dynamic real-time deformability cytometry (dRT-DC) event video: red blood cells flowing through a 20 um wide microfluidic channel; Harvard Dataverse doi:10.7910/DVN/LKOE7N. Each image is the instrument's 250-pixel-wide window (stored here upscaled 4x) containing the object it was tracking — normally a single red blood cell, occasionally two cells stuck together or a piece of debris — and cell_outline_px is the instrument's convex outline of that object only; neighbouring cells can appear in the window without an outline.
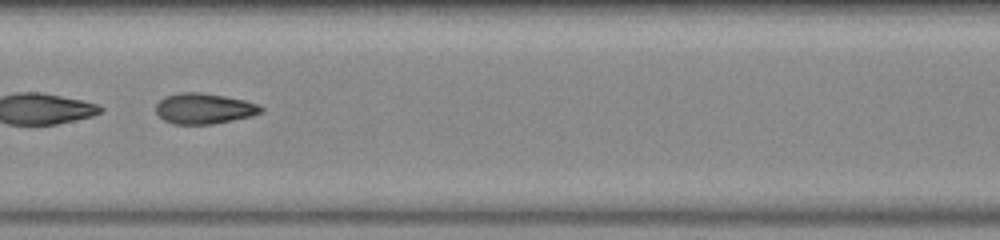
{"species": "common noctule bat (a hibernating species)", "species_latin": "Nyctalus noctula", "temperature_condition": "warm", "stored_images_in_passage": 33, "camera_frame_rate_fps": 3000, "um_per_image_px": 0.085, "animal": {"sex": "female", "body_mass_g": 23.0, "forearm_length_mm": 53.4}, "frame": {"image": 1, "passage_image": 10, "time_ms": 3.0, "image_size_px": [1000, 240], "cell_outline_px": [[264, 112], [252, 116], [212, 124], [172, 124], [164, 120], [156, 112], [156, 104], [164, 96], [180, 92], [200, 92], [224, 96], [244, 100], [256, 104], [264, 108]], "centroid_in_image_um": [17.34, 9.22], "position_along_channel_um": 190.1, "area_um2": 18.79}}